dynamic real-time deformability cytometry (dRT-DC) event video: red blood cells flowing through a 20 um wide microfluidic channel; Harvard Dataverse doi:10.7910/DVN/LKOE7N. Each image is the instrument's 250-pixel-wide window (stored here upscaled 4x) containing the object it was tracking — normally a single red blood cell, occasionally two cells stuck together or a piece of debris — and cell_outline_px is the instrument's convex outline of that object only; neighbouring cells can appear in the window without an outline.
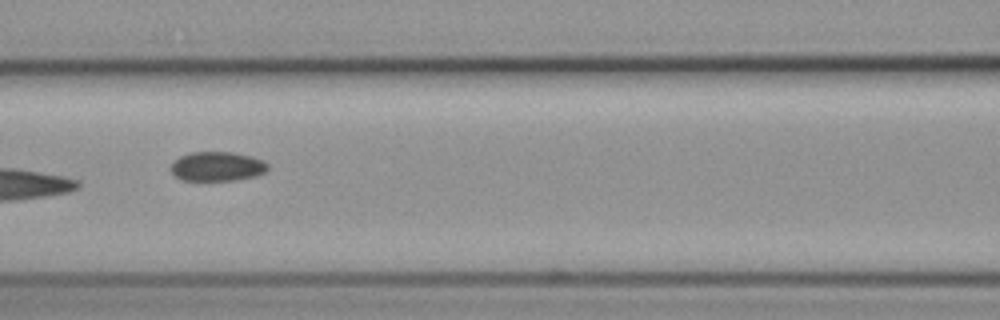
{"species": "common noctule bat (a hibernating species)", "species_latin": "Nyctalus noctula", "temperature_condition": "cold", "stored_images_in_passage": 7, "camera_frame_rate_fps": 3000, "um_per_image_px": 0.085, "animal": {"sex": "female", "body_mass_g": 19.3, "forearm_length_mm": 54.1}, "frame": {"image": 1, "passage_image": 7, "time_ms": 7.333, "image_size_px": [1000, 320], "cell_outline_px": [[268, 168], [264, 172], [256, 176], [236, 180], [180, 180], [168, 168], [180, 156], [192, 152], [232, 152], [252, 156], [264, 160], [268, 164]], "centroid_in_image_um": [18.47, 14.14], "position_along_channel_um": 148.1, "area_um2": 16.65}}